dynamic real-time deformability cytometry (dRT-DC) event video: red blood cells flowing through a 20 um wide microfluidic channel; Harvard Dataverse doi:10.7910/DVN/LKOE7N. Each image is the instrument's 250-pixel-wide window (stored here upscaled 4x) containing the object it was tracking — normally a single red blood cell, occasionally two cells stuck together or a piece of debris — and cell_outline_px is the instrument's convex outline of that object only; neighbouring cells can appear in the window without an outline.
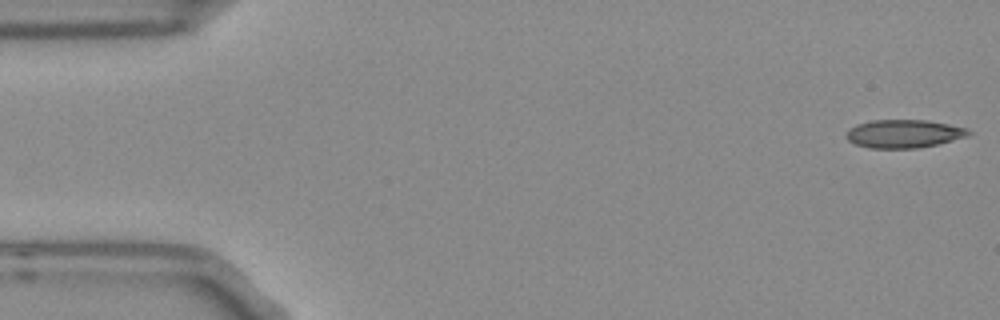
{"species": "Egyptian fruit bat (a non-hibernating species)", "species_latin": "Rousettus aegyptiacus", "temperature_condition": "room temperature", "stored_images_in_passage": 53, "camera_frame_rate_fps": 3000, "um_per_image_px": 0.085, "frame": {"image": 1, "passage_image": 1, "time_ms": 0.0, "image_size_px": [1000, 320], "cell_outline_px": [[972, 132], [968, 136], [920, 148], [868, 148], [856, 144], [848, 140], [844, 136], [848, 128], [856, 124], [872, 120], [928, 120], [968, 128]], "centroid_in_image_um": [76.8, 11.36], "position_along_channel_um": 8.2, "area_um2": 20.23}}
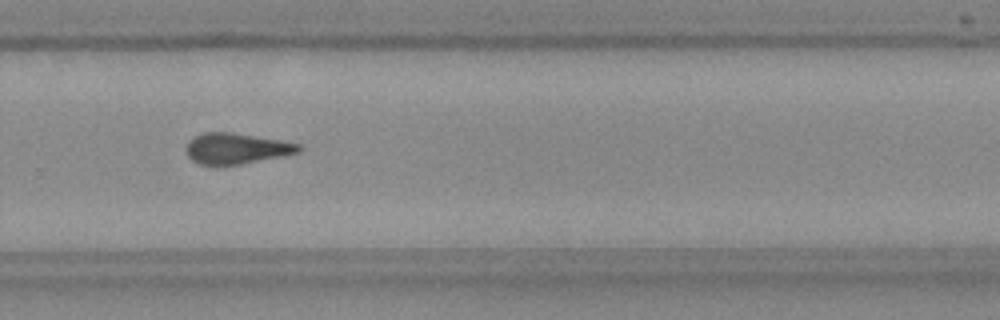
{"frame": {"image": 2, "passage_image": 35, "time_ms": 11.333, "image_size_px": [1000, 320], "cell_outline_px": [[304, 148], [300, 152], [240, 164], [200, 164], [192, 160], [188, 156], [188, 140], [204, 132], [228, 132], [280, 140], [300, 144]], "centroid_in_image_um": [20.12, 12.61], "position_along_channel_um": 309.7, "area_um2": 19.71}}
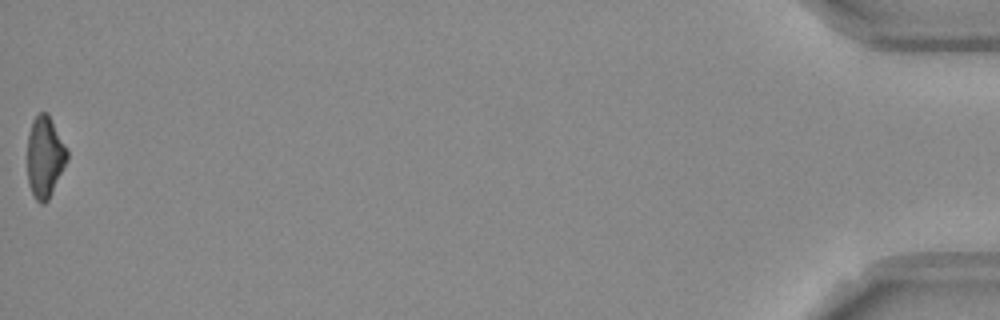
{"frame": {"image": 3, "passage_image": 53, "time_ms": 17.333, "image_size_px": [1000, 320], "cell_outline_px": [[68, 160], [48, 200], [44, 204], [40, 204], [36, 200], [28, 184], [28, 132], [32, 120], [40, 112], [48, 112], [68, 152]], "centroid_in_image_um": [3.81, 13.34], "position_along_channel_um": 431.4, "area_um2": 18.79}, "authors_computed_cell_mechanics": {"area_um2": 20.519, "velocity_mm_per_s": 3.7753, "shape_relaxation_time_tau1_ms": 8.5497, "shape_relaxation_time_tau2_ms": 3.492, "deformation_change_tau1": 0.2011, "deformation_change_tau2": 0.1364}}